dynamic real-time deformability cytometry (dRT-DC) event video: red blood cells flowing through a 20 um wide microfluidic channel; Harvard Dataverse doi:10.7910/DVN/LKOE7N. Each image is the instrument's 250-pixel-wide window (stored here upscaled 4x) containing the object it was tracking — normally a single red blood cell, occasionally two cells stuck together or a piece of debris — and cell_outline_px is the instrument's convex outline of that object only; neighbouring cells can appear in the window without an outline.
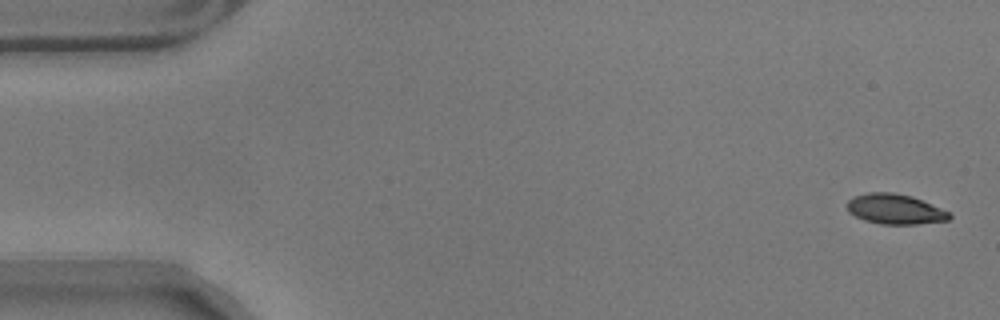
{"species": "common noctule bat (a hibernating species)", "species_latin": "Nyctalus noctula", "temperature_condition": "warm", "stored_images_in_passage": 54, "camera_frame_rate_fps": 3000, "um_per_image_px": 0.085, "animal": {"sex": "male", "body_mass_g": 17.9}, "frame": {"image": 1, "passage_image": 1, "time_ms": 0.0, "image_size_px": [1000, 320], "cell_outline_px": [[952, 216], [948, 220], [916, 224], [880, 224], [864, 220], [848, 212], [848, 200], [856, 196], [868, 192], [892, 192], [912, 196], [940, 208], [948, 212]], "centroid_in_image_um": [76.07, 17.77], "position_along_channel_um": 8.9, "area_um2": 17.74}}
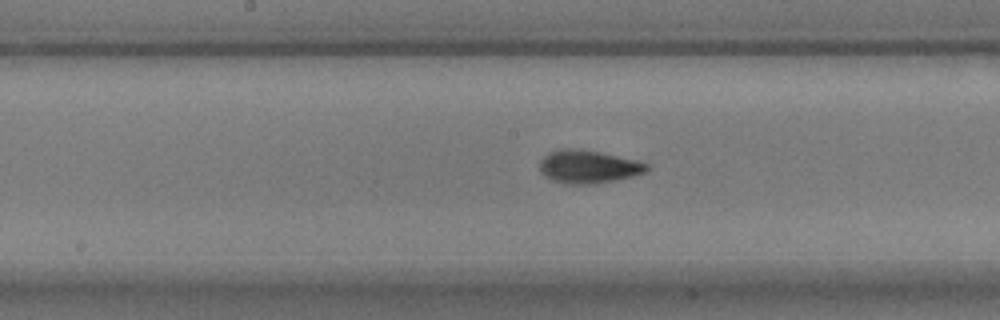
{"frame": {"image": 2, "passage_image": 28, "time_ms": 9.0, "image_size_px": [1000, 320], "cell_outline_px": [[648, 168], [644, 172], [632, 176], [612, 180], [588, 184], [568, 184], [552, 180], [544, 176], [540, 172], [540, 160], [548, 152], [560, 148], [572, 148], [600, 152], [636, 160], [648, 164]], "centroid_in_image_um": [49.94, 14.15], "position_along_channel_um": 198.3, "area_um2": 20.4}}
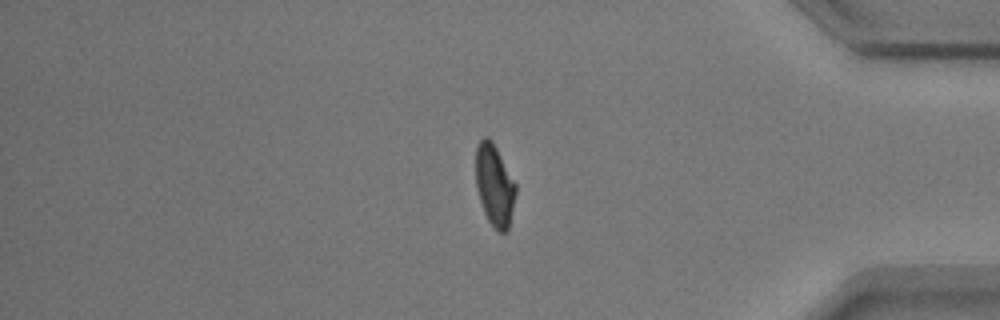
{"frame": {"image": 3, "passage_image": 47, "time_ms": 15.333, "image_size_px": [1000, 320], "cell_outline_px": [[516, 192], [508, 228], [504, 232], [500, 232], [488, 220], [484, 212], [480, 200], [476, 184], [476, 148], [480, 140], [484, 136], [488, 136], [492, 140], [516, 184]], "centroid_in_image_um": [42.02, 15.7], "position_along_channel_um": 393.2, "area_um2": 18.67}}